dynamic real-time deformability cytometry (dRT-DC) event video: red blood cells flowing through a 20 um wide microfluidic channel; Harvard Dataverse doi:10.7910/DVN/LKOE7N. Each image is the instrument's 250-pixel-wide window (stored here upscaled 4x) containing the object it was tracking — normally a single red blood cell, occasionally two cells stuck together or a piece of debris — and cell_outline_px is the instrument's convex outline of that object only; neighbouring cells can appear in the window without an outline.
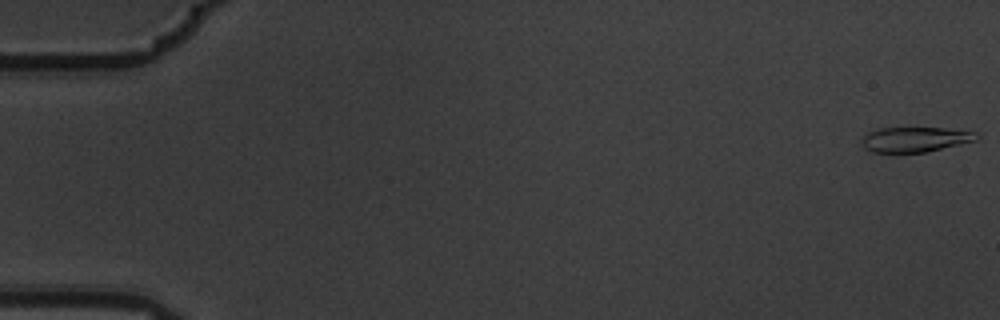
{"species": "common noctule bat (a hibernating species)", "species_latin": "Nyctalus noctula", "temperature_condition": "warm", "stored_images_in_passage": 6, "camera_frame_rate_fps": 3000, "um_per_image_px": 0.085, "animal": {"sex": "male", "body_mass_g": 19.5, "forearm_length_mm": 54.6}, "frame": {"image": 1, "passage_image": 1, "time_ms": 0.0, "image_size_px": [1000, 320], "cell_outline_px": [[980, 136], [976, 140], [928, 152], [872, 152], [864, 148], [860, 140], [868, 132], [880, 128], [944, 128], [976, 132]], "centroid_in_image_um": [77.77, 11.85], "position_along_channel_um": 7.2, "area_um2": 16.7}}